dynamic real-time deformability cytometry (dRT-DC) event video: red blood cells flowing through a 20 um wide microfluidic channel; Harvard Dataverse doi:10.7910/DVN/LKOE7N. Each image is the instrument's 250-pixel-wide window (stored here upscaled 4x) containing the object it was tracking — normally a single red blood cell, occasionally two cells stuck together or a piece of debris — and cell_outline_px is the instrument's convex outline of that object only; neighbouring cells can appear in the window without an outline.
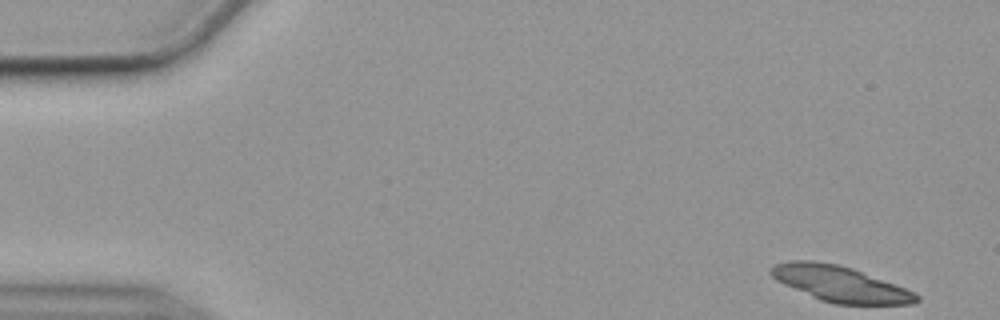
{"species": "common noctule bat (a hibernating species)", "species_latin": "Nyctalus noctula", "temperature_condition": "cold", "stored_images_in_passage": 56, "segment_of_instrument_passage": [1, 2], "camera_frame_rate_fps": 3000, "um_per_image_px": 0.085, "animal": {"sex": "female", "body_mass_g": 19.9}, "frame": {"image": 1, "passage_image": 1, "time_ms": 0.0, "image_size_px": [1000, 320], "cell_outline_px": [[920, 300], [912, 304], [832, 304], [820, 300], [784, 284], [776, 280], [768, 272], [768, 268], [776, 264], [792, 260], [812, 260], [840, 264], [852, 268], [916, 292], [920, 296]], "centroid_in_image_um": [71.4, 24.12], "position_along_channel_um": 13.6, "area_um2": 30.29}}